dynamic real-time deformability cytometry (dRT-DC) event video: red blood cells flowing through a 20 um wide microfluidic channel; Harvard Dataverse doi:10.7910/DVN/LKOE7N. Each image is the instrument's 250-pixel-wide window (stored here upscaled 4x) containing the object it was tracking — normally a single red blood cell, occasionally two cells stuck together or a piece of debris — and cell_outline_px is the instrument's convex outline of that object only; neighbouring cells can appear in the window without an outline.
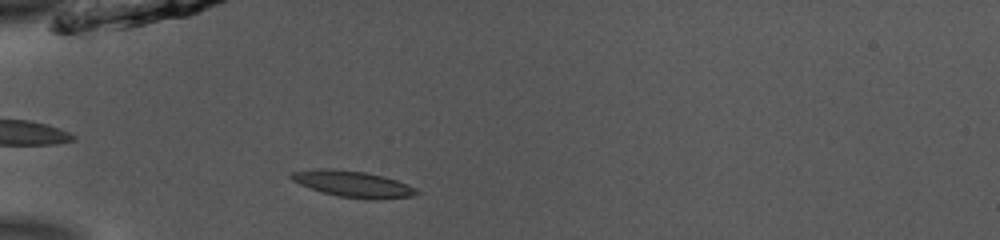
{"species": "common noctule bat (a hibernating species)", "species_latin": "Nyctalus noctula", "temperature_condition": "room temperature", "stored_images_in_passage": 27, "camera_frame_rate_fps": 3000, "um_per_image_px": 0.085, "animal": {"sex": "male", "body_mass_g": 13.0, "forearm_length_mm": 53.1}, "frame": {"image": 1, "passage_image": 4, "time_ms": 1.0, "image_size_px": [1000, 240], "cell_outline_px": [[420, 192], [412, 196], [376, 200], [340, 196], [324, 192], [300, 184], [292, 180], [288, 176], [292, 172], [320, 168], [332, 168], [364, 172], [384, 176], [408, 184], [416, 188]], "centroid_in_image_um": [30.03, 15.63], "position_along_channel_um": 55.0, "area_um2": 19.02}}
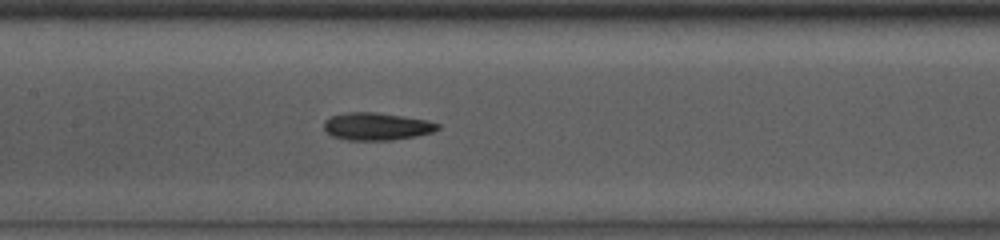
{"frame": {"image": 2, "passage_image": 14, "time_ms": 4.333, "image_size_px": [1000, 240], "cell_outline_px": [[440, 128], [432, 132], [416, 136], [392, 140], [348, 140], [332, 136], [324, 128], [324, 120], [332, 116], [352, 112], [376, 112], [428, 120], [440, 124]], "centroid_in_image_um": [32.04, 10.75], "position_along_channel_um": 175.4, "area_um2": 18.15}}
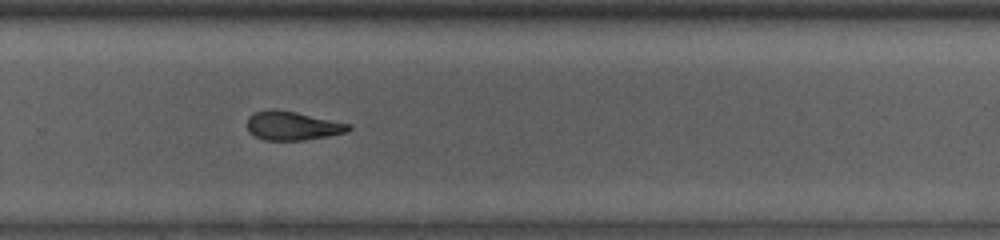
{"frame": {"image": 3, "passage_image": 24, "time_ms": 7.667, "image_size_px": [1000, 240], "cell_outline_px": [[352, 128], [348, 132], [328, 136], [304, 140], [264, 140], [252, 136], [248, 132], [248, 116], [256, 112], [268, 108], [272, 108], [296, 112], [352, 124]], "centroid_in_image_um": [24.86, 10.69], "position_along_channel_um": 304.9, "area_um2": 17.28}}